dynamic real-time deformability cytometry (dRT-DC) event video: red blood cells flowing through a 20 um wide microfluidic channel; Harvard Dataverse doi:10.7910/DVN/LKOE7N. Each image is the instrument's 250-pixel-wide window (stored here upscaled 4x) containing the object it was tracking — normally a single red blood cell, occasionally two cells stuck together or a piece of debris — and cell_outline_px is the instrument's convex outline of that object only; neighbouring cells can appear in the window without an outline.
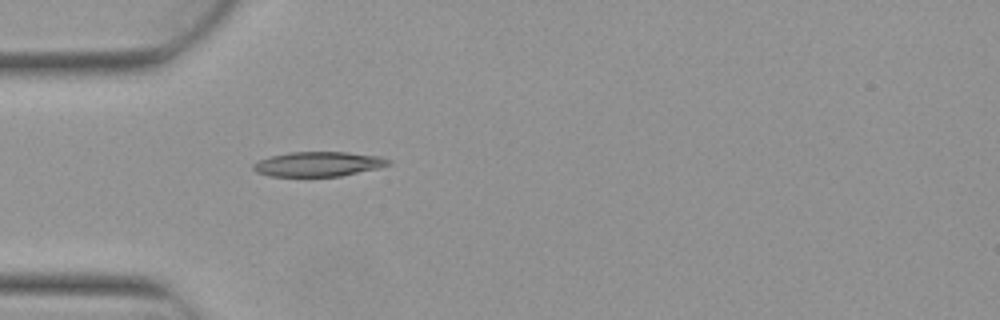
{"species": "Egyptian fruit bat (a non-hibernating species)", "species_latin": "Rousettus aegyptiacus", "temperature_condition": "warm", "stored_images_in_passage": 2, "camera_frame_rate_fps": 3000, "um_per_image_px": 0.085, "animal": {"sex": "female"}, "frame": {"image": 1, "passage_image": 2, "time_ms": 0.333, "image_size_px": [1000, 320], "cell_outline_px": [[392, 164], [376, 168], [340, 176], [268, 176], [256, 172], [252, 168], [252, 164], [260, 160], [272, 156], [288, 152], [348, 152], [380, 156], [392, 160]], "centroid_in_image_um": [27.06, 13.94], "position_along_channel_um": 57.9, "area_um2": 19.42}}